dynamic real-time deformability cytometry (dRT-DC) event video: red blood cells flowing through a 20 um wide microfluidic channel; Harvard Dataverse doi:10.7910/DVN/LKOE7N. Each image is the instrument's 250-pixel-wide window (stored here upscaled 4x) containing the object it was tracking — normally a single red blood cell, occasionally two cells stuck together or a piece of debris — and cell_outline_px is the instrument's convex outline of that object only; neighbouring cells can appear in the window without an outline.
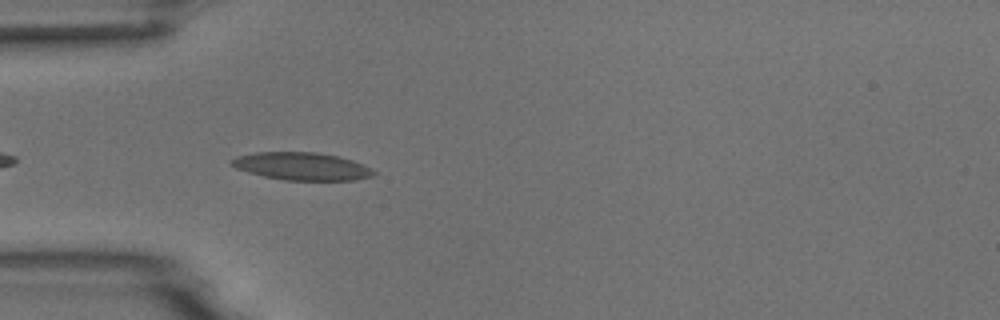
{"species": "common noctule bat (a hibernating species)", "species_latin": "Nyctalus noctula", "temperature_condition": "room temperature", "stored_images_in_passage": 5, "camera_frame_rate_fps": 3000, "um_per_image_px": 0.085, "animal": {"sex": "male", "body_mass_g": 18.8}, "frame": {"image": 1, "passage_image": 5, "time_ms": 4.667, "image_size_px": [1000, 320], "cell_outline_px": [[376, 172], [372, 176], [356, 180], [284, 180], [264, 176], [248, 172], [236, 168], [228, 164], [228, 160], [236, 156], [256, 152], [316, 152], [336, 156], [352, 160]], "centroid_in_image_um": [25.57, 14.13], "position_along_channel_um": 59.4, "area_um2": 22.83}}